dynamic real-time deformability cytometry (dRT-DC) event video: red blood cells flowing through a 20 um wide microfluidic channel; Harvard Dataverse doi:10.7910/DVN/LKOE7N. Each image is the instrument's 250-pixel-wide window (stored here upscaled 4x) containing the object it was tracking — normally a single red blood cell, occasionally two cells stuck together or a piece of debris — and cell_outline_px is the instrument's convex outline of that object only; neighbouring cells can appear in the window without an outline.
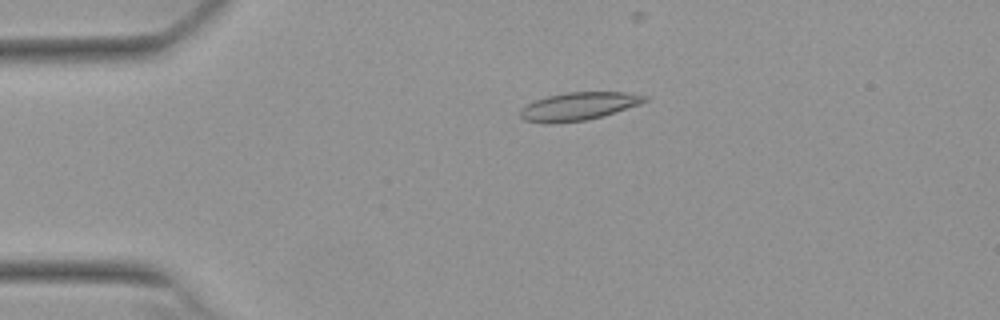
{"species": "Egyptian fruit bat (a non-hibernating species)", "species_latin": "Rousettus aegyptiacus", "temperature_condition": "warm", "stored_images_in_passage": 46, "camera_frame_rate_fps": 3000, "um_per_image_px": 0.085, "animal": {"sex": "female"}, "frame": {"image": 1, "passage_image": 12, "time_ms": 3.667, "image_size_px": [1000, 320], "cell_outline_px": [[648, 100], [640, 104], [600, 116], [584, 120], [552, 124], [548, 124], [524, 120], [520, 116], [520, 108], [536, 100], [548, 96], [564, 92], [624, 92], [648, 96]], "centroid_in_image_um": [49.14, 9.03], "position_along_channel_um": 35.9, "area_um2": 20.11}}
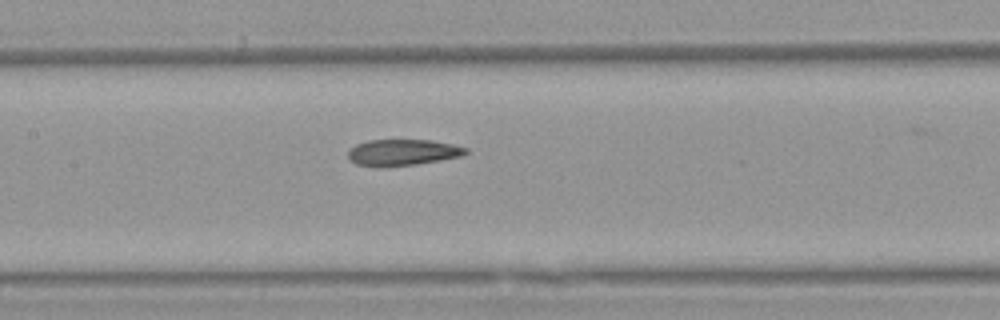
{"frame": {"image": 2, "passage_image": 26, "time_ms": 8.333, "image_size_px": [1000, 320], "cell_outline_px": [[468, 152], [464, 156], [416, 164], [384, 168], [376, 168], [356, 164], [348, 156], [348, 152], [356, 144], [368, 140], [432, 140], [452, 144], [468, 148]], "centroid_in_image_um": [34.23, 12.97], "position_along_channel_um": 173.2, "area_um2": 18.26}}
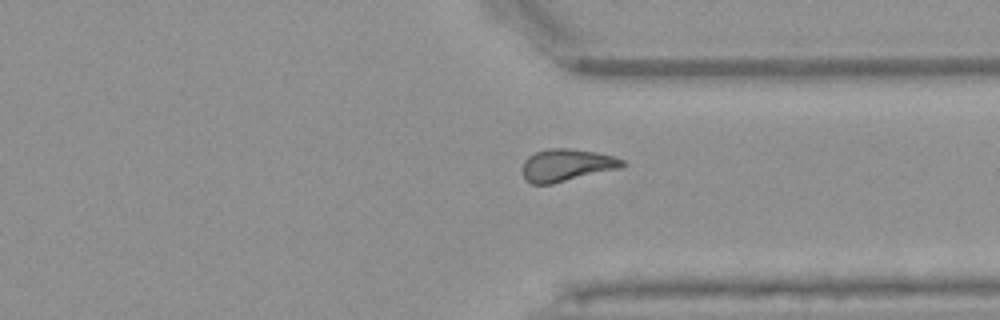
{"frame": {"image": 3, "passage_image": 41, "time_ms": 13.333, "image_size_px": [1000, 320], "cell_outline_px": [[628, 164], [624, 168], [552, 184], [532, 184], [524, 176], [524, 160], [528, 156], [536, 152], [548, 148], [568, 148], [596, 152], [612, 156], [624, 160]], "centroid_in_image_um": [48.24, 14.04], "position_along_channel_um": 363.2, "area_um2": 18.96}}